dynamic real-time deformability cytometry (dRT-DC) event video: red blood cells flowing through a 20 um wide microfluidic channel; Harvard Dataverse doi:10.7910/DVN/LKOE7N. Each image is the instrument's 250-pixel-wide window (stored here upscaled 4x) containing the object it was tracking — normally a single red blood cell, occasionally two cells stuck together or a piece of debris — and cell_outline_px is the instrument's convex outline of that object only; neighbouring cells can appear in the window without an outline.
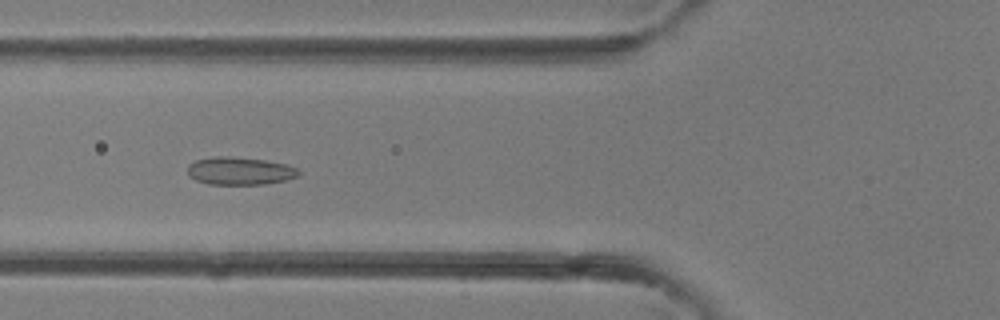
{"species": "common noctule bat (a hibernating species)", "species_latin": "Nyctalus noctula", "temperature_condition": "room temperature", "stored_images_in_passage": 38, "camera_frame_rate_fps": 3000, "um_per_image_px": 0.085, "animal": {"sex": "female"}, "frame": {"image": 1, "passage_image": 14, "time_ms": 4.333, "image_size_px": [1000, 320], "cell_outline_px": [[300, 172], [296, 176], [284, 180], [264, 184], [208, 184], [196, 180], [188, 176], [188, 164], [196, 160], [216, 156], [232, 156], [264, 160], [288, 164], [296, 168]], "centroid_in_image_um": [20.35, 14.52], "position_along_channel_um": 105.5, "area_um2": 17.92}}
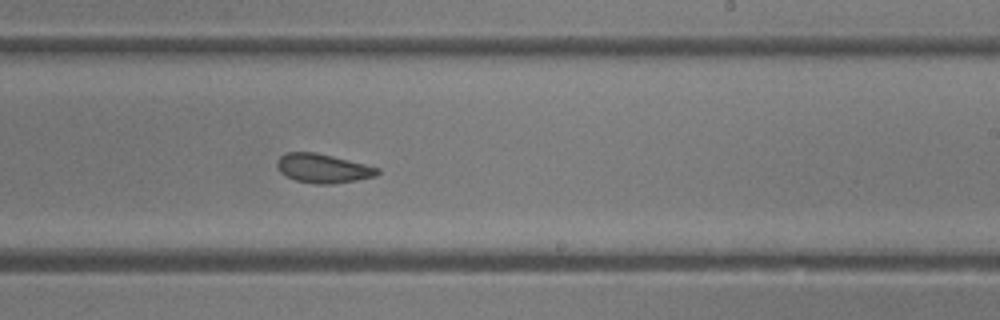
{"frame": {"image": 2, "passage_image": 23, "time_ms": 7.333, "image_size_px": [1000, 320], "cell_outline_px": [[380, 172], [376, 176], [356, 180], [332, 184], [316, 184], [296, 180], [284, 176], [280, 172], [276, 164], [276, 160], [284, 152], [316, 152], [380, 168]], "centroid_in_image_um": [27.41, 14.31], "position_along_channel_um": 261.6, "area_um2": 17.05}}
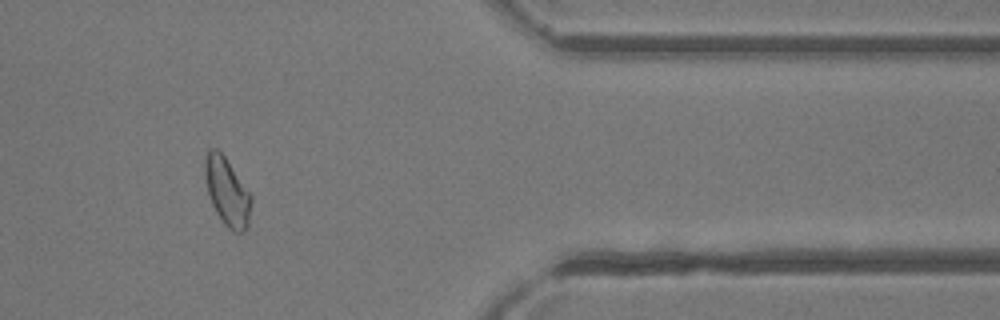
{"frame": {"image": 3, "passage_image": 32, "time_ms": 10.333, "image_size_px": [1000, 320], "cell_outline_px": [[252, 200], [248, 224], [244, 232], [232, 232], [224, 224], [216, 212], [212, 204], [208, 192], [204, 176], [204, 160], [208, 148], [216, 148], [224, 156], [252, 196]], "centroid_in_image_um": [19.29, 16.3], "position_along_channel_um": 392.1, "area_um2": 18.26}}